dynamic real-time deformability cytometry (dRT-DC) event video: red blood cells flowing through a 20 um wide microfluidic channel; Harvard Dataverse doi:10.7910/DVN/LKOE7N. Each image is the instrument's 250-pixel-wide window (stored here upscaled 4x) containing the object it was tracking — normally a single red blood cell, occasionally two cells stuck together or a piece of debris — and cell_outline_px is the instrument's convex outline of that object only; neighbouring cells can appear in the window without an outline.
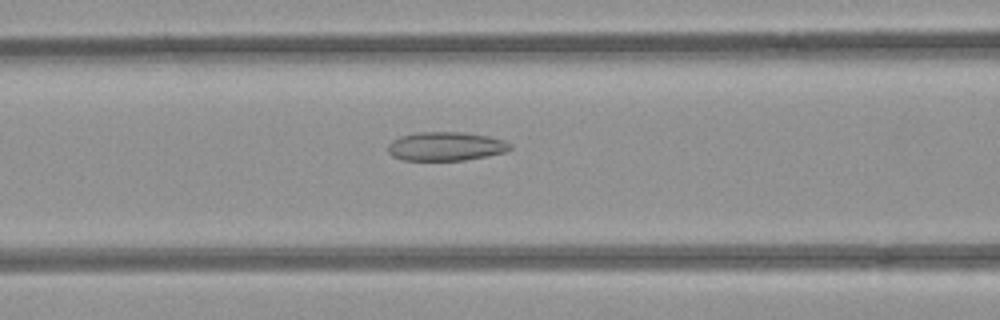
{"species": "common noctule bat (a hibernating species)", "species_latin": "Nyctalus noctula", "temperature_condition": "room temperature", "stored_images_in_passage": 42, "camera_frame_rate_fps": 3000, "um_per_image_px": 0.085, "animal": {"sex": "female", "body_mass_g": 21.9}, "frame": {"image": 1, "passage_image": 11, "time_ms": 3.333, "image_size_px": [1000, 320], "cell_outline_px": [[512, 148], [504, 152], [488, 156], [464, 160], [404, 160], [392, 156], [388, 152], [388, 144], [392, 140], [400, 136], [416, 132], [464, 132], [488, 136], [504, 140], [512, 144]], "centroid_in_image_um": [37.89, 12.43], "position_along_channel_um": 128.7, "area_um2": 20.63}}
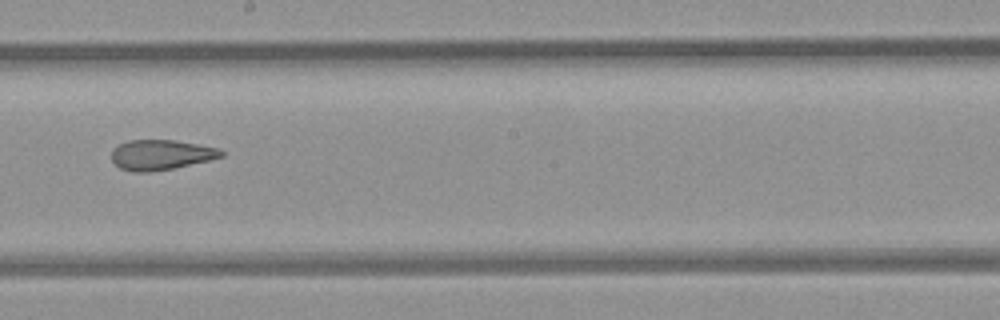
{"frame": {"image": 2, "passage_image": 19, "time_ms": 6.0, "image_size_px": [1000, 320], "cell_outline_px": [[224, 156], [208, 160], [172, 168], [148, 172], [132, 172], [120, 168], [112, 160], [112, 152], [120, 144], [128, 140], [176, 140], [220, 148], [224, 152]], "centroid_in_image_um": [13.7, 13.15], "position_along_channel_um": 234.5, "area_um2": 19.07}}
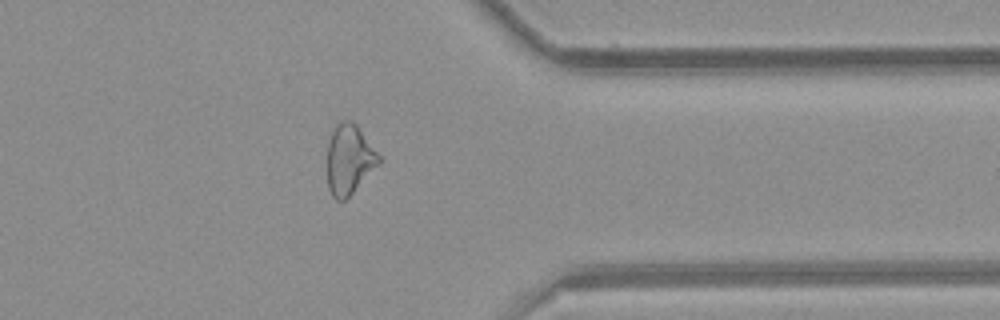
{"frame": {"image": 3, "passage_image": 31, "time_ms": 10.0, "image_size_px": [1000, 320], "cell_outline_px": [[380, 164], [344, 200], [336, 200], [332, 196], [328, 188], [328, 144], [332, 128], [340, 120], [352, 120], [356, 124], [380, 156]], "centroid_in_image_um": [29.67, 13.52], "position_along_channel_um": 381.7, "area_um2": 20.87}, "authors_computed_cell_mechanics": {"area_um2": 20.9236, "velocity_mm_per_s": 3.9621, "shape_relaxation_time_tau1_ms": null, "shape_relaxation_time_tau2_ms": 2.6337, "deformation_change_tau1": null, "deformation_change_tau2": 0.106}}